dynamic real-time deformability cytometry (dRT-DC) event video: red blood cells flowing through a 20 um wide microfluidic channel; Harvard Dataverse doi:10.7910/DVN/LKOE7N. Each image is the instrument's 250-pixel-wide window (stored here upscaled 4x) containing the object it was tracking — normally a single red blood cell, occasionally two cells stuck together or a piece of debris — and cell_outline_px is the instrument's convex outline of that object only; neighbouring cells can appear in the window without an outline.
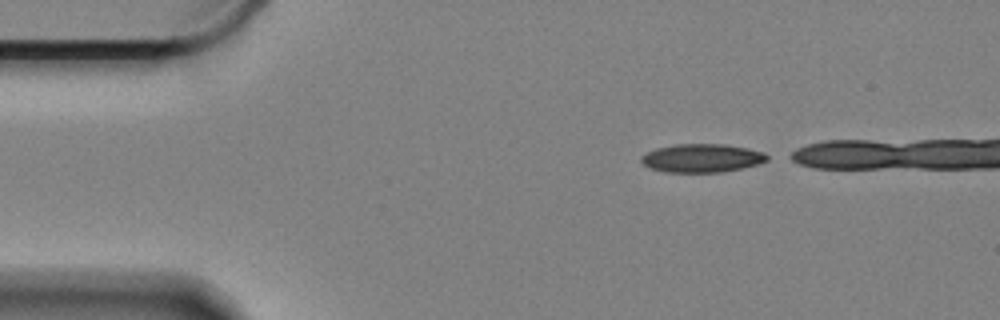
{"species": "Egyptian fruit bat (a non-hibernating species)", "species_latin": "Rousettus aegyptiacus", "temperature_condition": "cold", "stored_images_in_passage": 8, "camera_frame_rate_fps": 3000, "um_per_image_px": 0.085, "animal": {"sex": "female"}, "frame": {"image": 1, "passage_image": 1, "time_ms": 0.0, "image_size_px": [1000, 320], "cell_outline_px": [[772, 156], [768, 160], [756, 164], [740, 168], [720, 172], [664, 172], [648, 168], [640, 160], [640, 156], [656, 148], [676, 144], [724, 144], [748, 148], [764, 152]], "centroid_in_image_um": [59.66, 13.43], "position_along_channel_um": 25.3, "area_um2": 20.92}}